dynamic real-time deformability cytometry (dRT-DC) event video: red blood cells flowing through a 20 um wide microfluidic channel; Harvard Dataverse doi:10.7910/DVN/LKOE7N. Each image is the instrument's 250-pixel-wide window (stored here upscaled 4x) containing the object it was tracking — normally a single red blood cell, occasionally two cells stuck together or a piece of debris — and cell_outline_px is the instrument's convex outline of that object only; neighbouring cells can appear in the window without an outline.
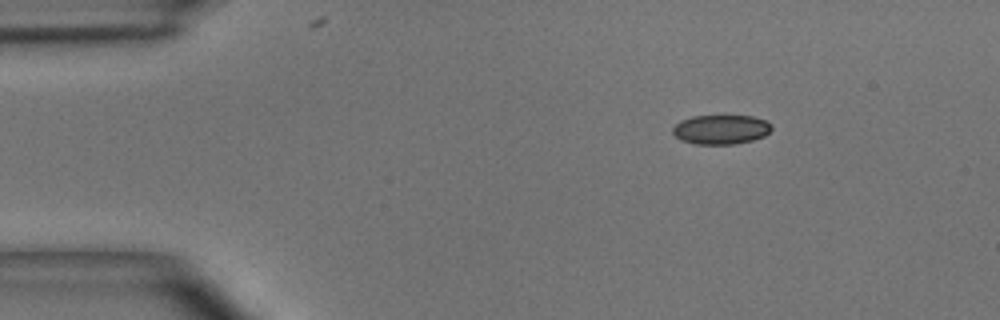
{"species": "common noctule bat (a hibernating species)", "species_latin": "Nyctalus noctula", "temperature_condition": "room temperature", "stored_images_in_passage": 43, "camera_frame_rate_fps": 3000, "um_per_image_px": 0.085, "animal": {"sex": "male", "body_mass_g": 15.6}, "frame": {"image": 1, "passage_image": 1, "time_ms": 0.0, "image_size_px": [1000, 320], "cell_outline_px": [[772, 128], [764, 136], [752, 140], [736, 144], [696, 144], [680, 140], [672, 132], [672, 128], [680, 120], [692, 116], [752, 116], [764, 120], [772, 124]], "centroid_in_image_um": [61.26, 11.01], "position_along_channel_um": 23.7, "area_um2": 16.94}}
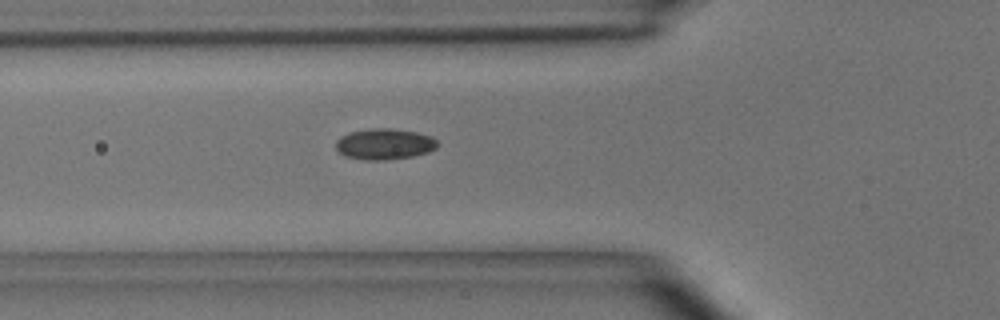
{"frame": {"image": 2, "passage_image": 11, "time_ms": 3.333, "image_size_px": [1000, 320], "cell_outline_px": [[436, 148], [428, 152], [412, 156], [384, 160], [364, 160], [344, 156], [336, 148], [336, 140], [340, 136], [348, 132], [372, 128], [388, 128], [416, 132], [432, 136], [436, 140]], "centroid_in_image_um": [32.64, 12.24], "position_along_channel_um": 93.2, "area_um2": 18.32}}
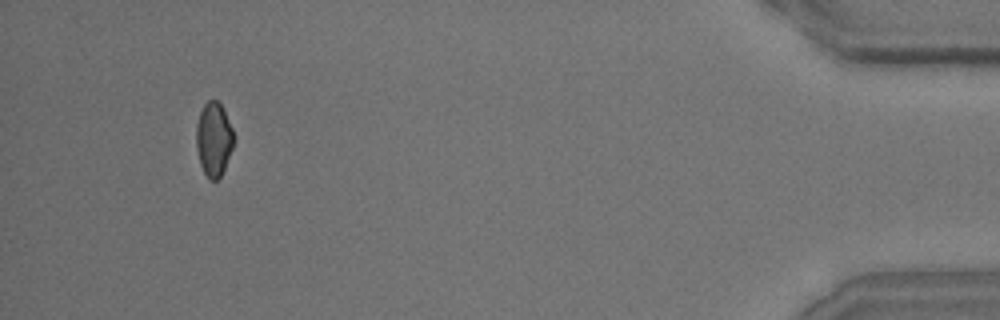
{"frame": {"image": 3, "passage_image": 40, "time_ms": 13.0, "image_size_px": [1000, 320], "cell_outline_px": [[232, 148], [224, 168], [220, 176], [216, 180], [208, 180], [200, 164], [196, 148], [196, 124], [200, 112], [204, 104], [208, 100], [216, 100], [220, 104], [232, 128]], "centroid_in_image_um": [18.13, 11.84], "position_along_channel_um": 417.1, "area_um2": 15.84}, "authors_computed_cell_mechanics": {"area_um2": 17.2822, "velocity_mm_per_s": 4.0667, "shape_relaxation_time_tau1_ms": 3.8515, "shape_relaxation_time_tau2_ms": 3.1551, "deformation_change_tau1": 0.0706, "deformation_change_tau2": 0.0637}}